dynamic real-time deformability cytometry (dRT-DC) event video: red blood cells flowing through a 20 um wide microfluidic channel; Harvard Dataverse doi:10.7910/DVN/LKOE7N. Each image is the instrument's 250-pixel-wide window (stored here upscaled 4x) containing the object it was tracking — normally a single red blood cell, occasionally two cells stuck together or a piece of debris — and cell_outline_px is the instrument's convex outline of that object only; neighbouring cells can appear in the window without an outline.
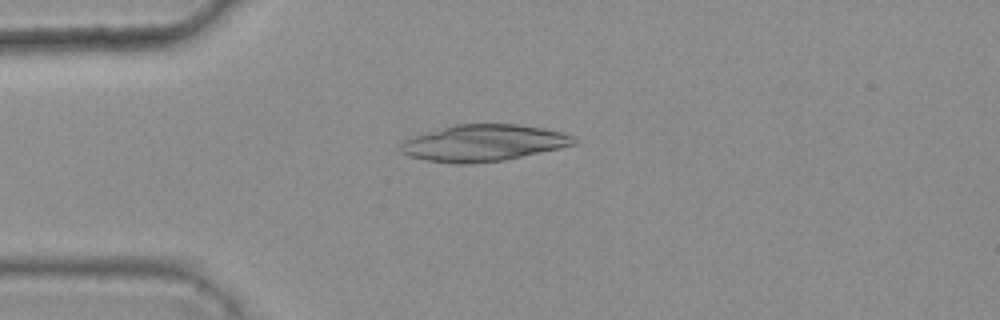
{"species": "common noctule bat (a hibernating species)", "species_latin": "Nyctalus noctula", "temperature_condition": "warm", "stored_images_in_passage": 3, "camera_frame_rate_fps": 3000, "um_per_image_px": 0.085, "animal": {"sex": "female", "body_mass_g": 25.1}, "frame": {"image": 1, "passage_image": 3, "time_ms": 0.667, "image_size_px": [1000, 320], "cell_outline_px": [[576, 144], [560, 148], [504, 160], [472, 164], [456, 164], [424, 160], [408, 156], [400, 152], [400, 144], [404, 140], [412, 136], [456, 124], [516, 124], [544, 128], [564, 132], [572, 136], [576, 140]], "centroid_in_image_um": [41.07, 12.16], "position_along_channel_um": 43.9, "area_um2": 37.05}}